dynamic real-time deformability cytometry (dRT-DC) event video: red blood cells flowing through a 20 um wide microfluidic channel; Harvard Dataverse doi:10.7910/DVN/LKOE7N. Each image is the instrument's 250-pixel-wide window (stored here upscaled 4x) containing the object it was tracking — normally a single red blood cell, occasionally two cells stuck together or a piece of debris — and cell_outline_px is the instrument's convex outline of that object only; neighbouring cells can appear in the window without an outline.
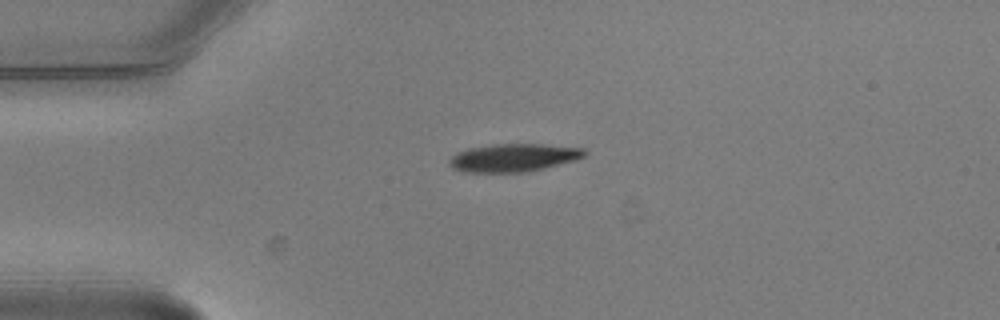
{"species": "common noctule bat (a hibernating species)", "species_latin": "Nyctalus noctula", "temperature_condition": "warm", "stored_images_in_passage": 1, "camera_frame_rate_fps": 3000, "um_per_image_px": 0.085, "animal": {"sex": "male", "body_mass_g": 20.5, "forearm_length_mm": 52.5}, "frame": {"image": 1, "passage_image": 1, "time_ms": 0.0, "image_size_px": [1000, 320], "cell_outline_px": [[588, 152], [584, 156], [576, 160], [528, 172], [464, 172], [452, 168], [448, 164], [448, 160], [456, 152], [468, 148], [492, 144], [540, 144], [584, 148]], "centroid_in_image_um": [43.63, 13.4], "position_along_channel_um": 41.4, "area_um2": 22.2}}